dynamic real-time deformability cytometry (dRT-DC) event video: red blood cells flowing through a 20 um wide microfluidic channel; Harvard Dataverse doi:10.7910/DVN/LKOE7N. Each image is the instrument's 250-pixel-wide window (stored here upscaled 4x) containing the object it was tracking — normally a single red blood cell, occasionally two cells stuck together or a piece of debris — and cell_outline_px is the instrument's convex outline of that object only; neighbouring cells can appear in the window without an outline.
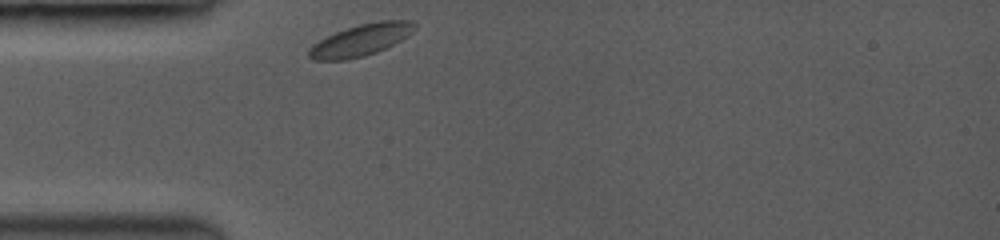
{"species": "common noctule bat (a hibernating species)", "species_latin": "Nyctalus noctula", "temperature_condition": "room temperature", "stored_images_in_passage": 35, "camera_frame_rate_fps": 3500, "um_per_image_px": 0.085, "animal": {"sex": "female", "body_mass_g": 19.0, "forearm_length_mm": 53.3}, "frame": {"image": 1, "passage_image": 1, "time_ms": 0.0, "image_size_px": [1000, 240], "cell_outline_px": [[416, 28], [408, 36], [376, 52], [364, 56], [344, 60], [312, 60], [308, 56], [308, 48], [312, 44], [336, 32], [360, 24], [380, 20], [412, 20], [416, 24]], "centroid_in_image_um": [30.67, 3.4], "position_along_channel_um": 54.3, "area_um2": 19.42}}
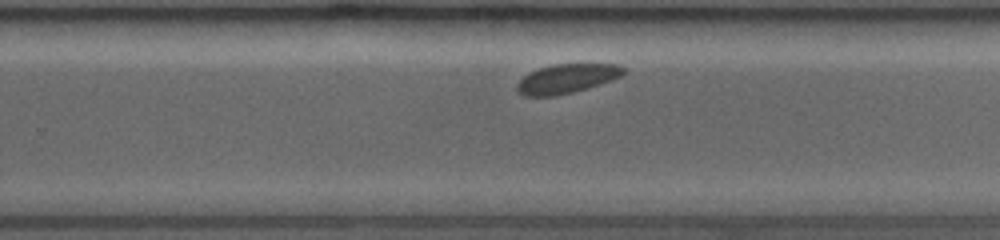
{"frame": {"image": 2, "passage_image": 23, "time_ms": 6.286, "image_size_px": [1000, 240], "cell_outline_px": [[624, 72], [620, 76], [600, 84], [588, 88], [572, 92], [552, 96], [524, 96], [516, 88], [516, 84], [528, 72], [552, 64], [616, 64], [624, 68]], "centroid_in_image_um": [48.14, 6.68], "position_along_channel_um": 281.7, "area_um2": 17.92}}
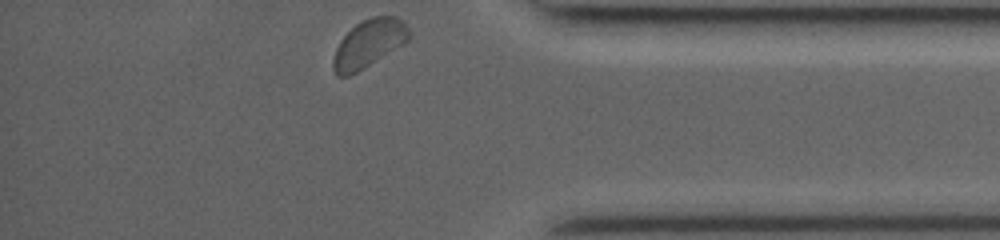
{"frame": {"image": 3, "passage_image": 35, "time_ms": 9.714, "image_size_px": [1000, 240], "cell_outline_px": [[408, 40], [364, 68], [348, 76], [336, 76], [332, 68], [332, 60], [336, 48], [340, 40], [356, 24], [372, 16], [396, 16], [408, 28]], "centroid_in_image_um": [31.29, 3.71], "position_along_channel_um": 403.9, "area_um2": 20.63}}